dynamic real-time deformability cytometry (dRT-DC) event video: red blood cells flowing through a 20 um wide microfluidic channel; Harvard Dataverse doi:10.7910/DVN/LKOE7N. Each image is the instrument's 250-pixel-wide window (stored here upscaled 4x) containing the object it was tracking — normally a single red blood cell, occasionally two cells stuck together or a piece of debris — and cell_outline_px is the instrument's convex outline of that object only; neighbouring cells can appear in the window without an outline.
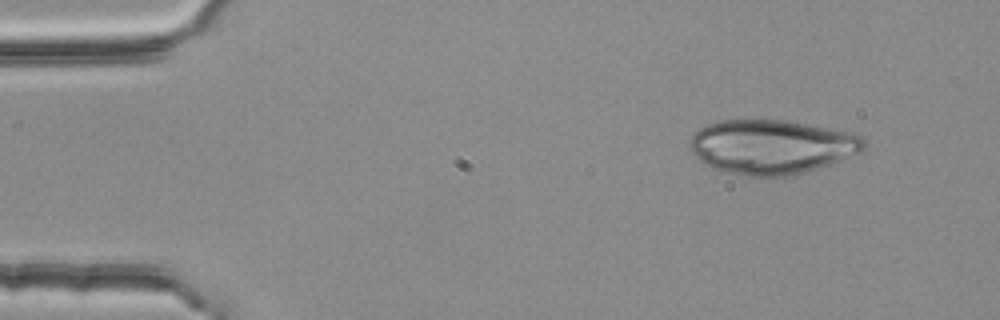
{"species": "common noctule bat (a hibernating species)", "species_latin": "Nyctalus noctula", "temperature_condition": "room temperature", "stored_images_in_passage": 3, "camera_frame_rate_fps": 3000, "um_per_image_px": 0.085, "animal": {"sex": "female", "body_mass_g": 25.1}, "frame": {"image": 1, "passage_image": 1, "time_ms": 0.0, "image_size_px": [1000, 320], "cell_outline_px": [[868, 148], [864, 152], [792, 176], [748, 176], [720, 172], [704, 164], [688, 148], [688, 140], [700, 128], [708, 124], [720, 120], [784, 120], [852, 132], [864, 136], [868, 144]], "centroid_in_image_um": [65.61, 12.48], "position_along_channel_um": 19.4, "area_um2": 55.72}}